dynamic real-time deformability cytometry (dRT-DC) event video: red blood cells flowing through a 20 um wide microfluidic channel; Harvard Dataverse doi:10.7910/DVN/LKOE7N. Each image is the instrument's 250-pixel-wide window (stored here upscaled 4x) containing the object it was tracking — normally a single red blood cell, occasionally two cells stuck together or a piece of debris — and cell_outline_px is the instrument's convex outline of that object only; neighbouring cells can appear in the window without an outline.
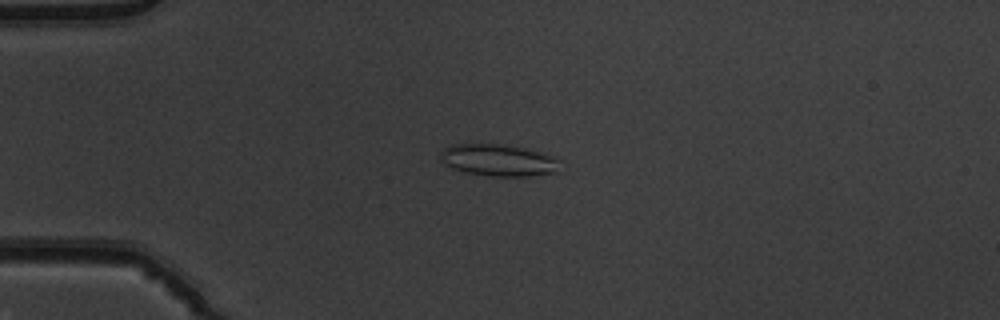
{"species": "common noctule bat (a hibernating species)", "species_latin": "Nyctalus noctula", "temperature_condition": "warm", "stored_images_in_passage": 51, "camera_frame_rate_fps": 3000, "um_per_image_px": 0.085, "animal": {"sex": "male", "body_mass_g": 19.5, "forearm_length_mm": 54.6}, "frame": {"image": 1, "passage_image": 13, "time_ms": 4.0, "image_size_px": [1000, 320], "cell_outline_px": [[556, 172], [528, 176], [492, 176], [468, 172], [452, 168], [444, 164], [440, 160], [440, 152], [444, 148], [452, 144], [500, 144], [524, 148], [548, 156], [556, 160]], "centroid_in_image_um": [42.24, 13.61], "position_along_channel_um": 42.8, "area_um2": 21.56}}
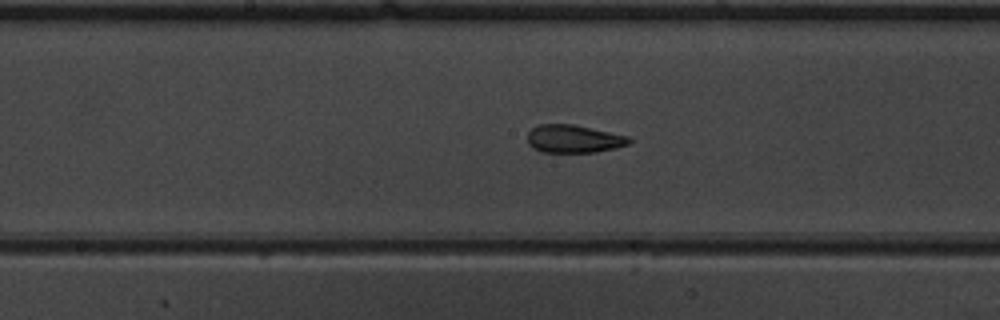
{"frame": {"image": 2, "passage_image": 27, "time_ms": 8.667, "image_size_px": [1000, 320], "cell_outline_px": [[632, 140], [628, 144], [616, 148], [596, 152], [540, 152], [532, 148], [528, 144], [528, 132], [532, 128], [540, 124], [572, 124], [628, 136]], "centroid_in_image_um": [48.74, 11.81], "position_along_channel_um": 199.5, "area_um2": 16.53}}
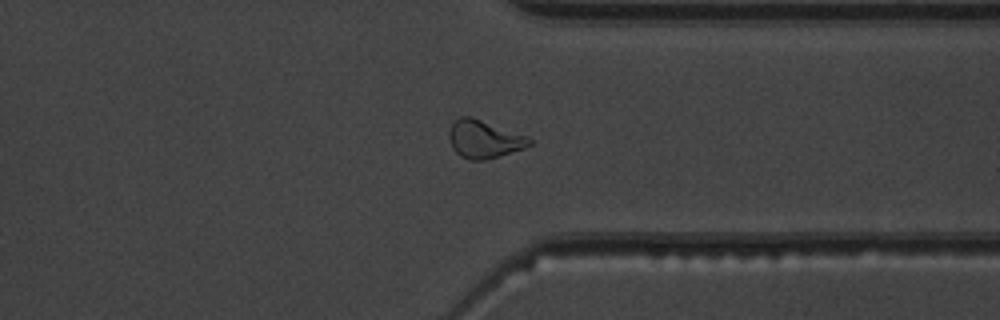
{"frame": {"image": 3, "passage_image": 40, "time_ms": 13.0, "image_size_px": [1000, 320], "cell_outline_px": [[532, 144], [524, 148], [484, 160], [468, 160], [460, 156], [452, 148], [448, 136], [448, 132], [452, 124], [460, 116], [468, 116], [528, 136], [532, 140]], "centroid_in_image_um": [41.13, 11.84], "position_along_channel_um": 370.3, "area_um2": 17.51}, "authors_computed_cell_mechanics": {"area_um2": 18.0336, "velocity_mm_per_s": 3.9614, "shape_relaxation_time_tau1_ms": null, "shape_relaxation_time_tau2_ms": 1.7945, "deformation_change_tau1": null, "deformation_change_tau2": 0.0851}}